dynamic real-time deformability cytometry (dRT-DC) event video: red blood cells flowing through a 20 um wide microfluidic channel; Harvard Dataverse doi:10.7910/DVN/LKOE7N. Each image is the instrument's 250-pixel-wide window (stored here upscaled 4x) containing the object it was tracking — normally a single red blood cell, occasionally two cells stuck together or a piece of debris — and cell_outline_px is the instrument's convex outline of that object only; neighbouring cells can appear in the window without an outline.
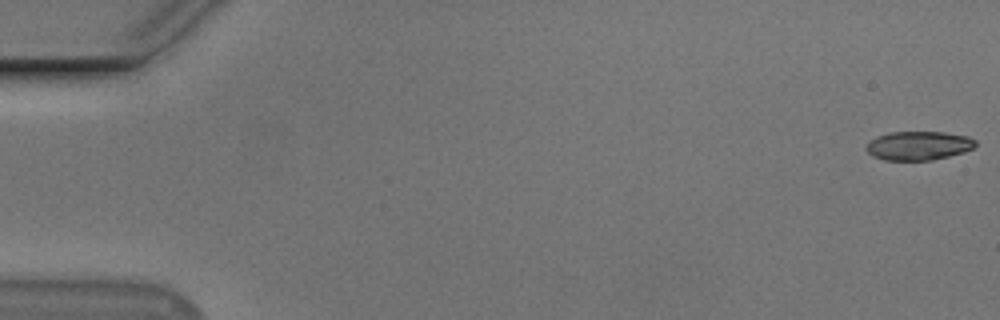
{"species": "Egyptian fruit bat (a non-hibernating species)", "species_latin": "Rousettus aegyptiacus", "temperature_condition": "cold", "stored_images_in_passage": 50, "camera_frame_rate_fps": 3000, "um_per_image_px": 0.085, "animal": {"sex": "male"}, "frame": {"image": 1, "passage_image": 1, "time_ms": 0.0, "image_size_px": [1000, 320], "cell_outline_px": [[976, 144], [972, 148], [964, 152], [932, 160], [884, 160], [872, 156], [864, 148], [876, 136], [888, 132], [944, 132], [968, 136], [976, 140]], "centroid_in_image_um": [78.06, 12.38], "position_along_channel_um": 6.9, "area_um2": 18.38}}
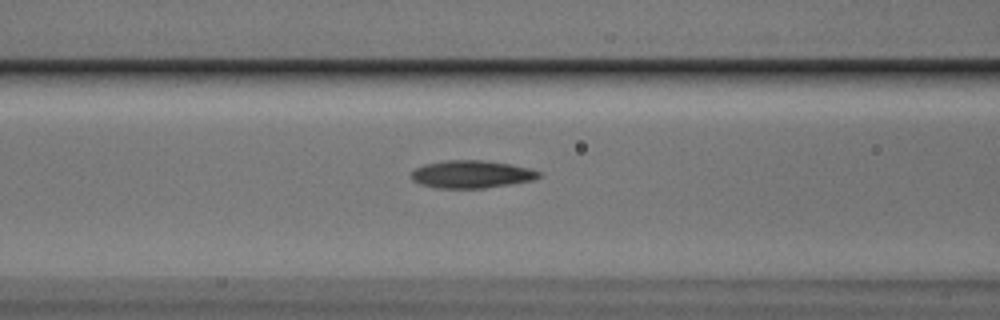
{"frame": {"image": 2, "passage_image": 23, "time_ms": 7.333, "image_size_px": [1000, 320], "cell_outline_px": [[540, 176], [532, 180], [484, 188], [436, 188], [420, 184], [412, 180], [408, 176], [416, 168], [424, 164], [444, 160], [480, 160], [512, 164], [532, 168], [540, 172]], "centroid_in_image_um": [40.04, 14.8], "position_along_channel_um": 126.6, "area_um2": 20.63}}
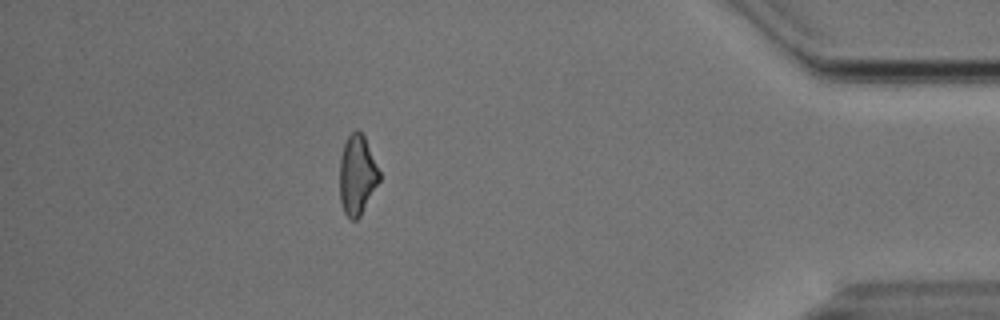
{"frame": {"image": 3, "passage_image": 49, "time_ms": 16.0, "image_size_px": [1000, 320], "cell_outline_px": [[380, 180], [360, 216], [356, 220], [352, 220], [344, 212], [340, 200], [340, 160], [344, 144], [348, 136], [356, 128], [364, 136], [380, 172]], "centroid_in_image_um": [30.36, 14.88], "position_along_channel_um": 404.8, "area_um2": 18.21}}